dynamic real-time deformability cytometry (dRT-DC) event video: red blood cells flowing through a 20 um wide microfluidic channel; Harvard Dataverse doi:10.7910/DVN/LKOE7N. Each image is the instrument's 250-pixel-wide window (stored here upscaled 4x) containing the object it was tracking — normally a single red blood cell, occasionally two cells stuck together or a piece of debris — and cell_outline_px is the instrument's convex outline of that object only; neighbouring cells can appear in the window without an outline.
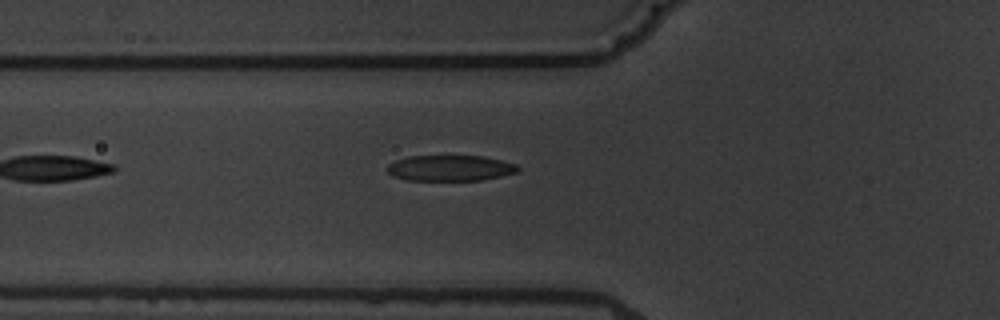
{"species": "common noctule bat (a hibernating species)", "species_latin": "Nyctalus noctula", "temperature_condition": "warm", "stored_images_in_passage": 6, "camera_frame_rate_fps": 3000, "um_per_image_px": 0.085, "animal": {"sex": "male", "body_mass_g": 19.5, "forearm_length_mm": 54.6}, "frame": {"image": 1, "passage_image": 6, "time_ms": 6.667, "image_size_px": [1000, 320], "cell_outline_px": [[520, 168], [516, 172], [500, 176], [480, 180], [408, 180], [392, 176], [388, 172], [388, 164], [396, 160], [408, 156], [484, 156], [516, 164]], "centroid_in_image_um": [38.25, 14.28], "position_along_channel_um": 87.6, "area_um2": 19.48}}